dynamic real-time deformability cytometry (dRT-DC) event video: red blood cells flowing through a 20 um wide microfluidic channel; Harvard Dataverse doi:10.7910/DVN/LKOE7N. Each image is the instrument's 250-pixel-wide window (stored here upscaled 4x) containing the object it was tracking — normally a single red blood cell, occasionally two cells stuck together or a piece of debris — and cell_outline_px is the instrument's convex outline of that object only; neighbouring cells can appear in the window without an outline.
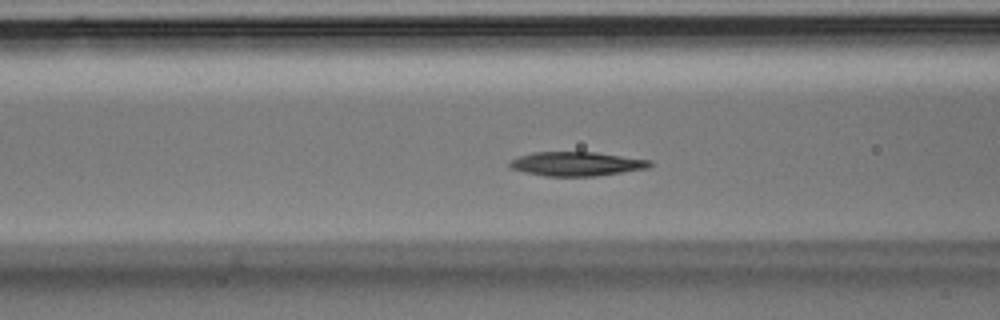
{"species": "Egyptian fruit bat (a non-hibernating species)", "species_latin": "Rousettus aegyptiacus", "temperature_condition": "room temperature", "stored_images_in_passage": 48, "camera_frame_rate_fps": 3000, "um_per_image_px": 0.085, "animal": {"sex": "male"}, "frame": {"image": 1, "passage_image": 19, "time_ms": 6.0, "image_size_px": [1000, 320], "cell_outline_px": [[652, 164], [648, 168], [596, 176], [544, 176], [524, 172], [512, 168], [508, 164], [508, 160], [516, 156], [532, 152], [596, 152], [652, 160]], "centroid_in_image_um": [48.97, 13.92], "position_along_channel_um": 117.6, "area_um2": 19.88}}
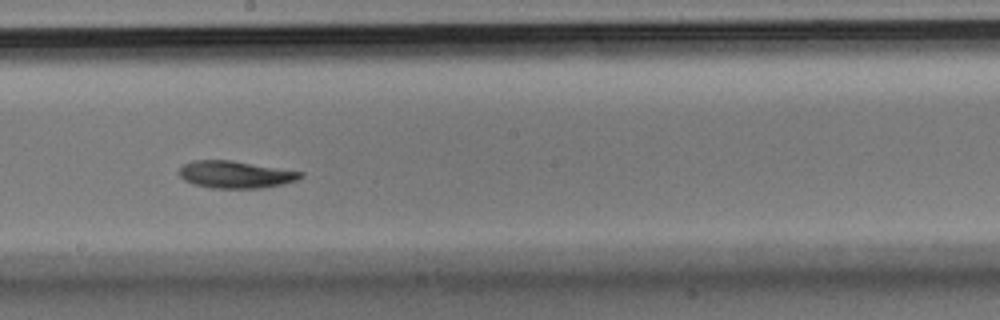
{"frame": {"image": 2, "passage_image": 27, "time_ms": 8.667, "image_size_px": [1000, 320], "cell_outline_px": [[304, 176], [296, 180], [284, 184], [264, 188], [212, 188], [192, 184], [184, 180], [180, 176], [180, 168], [184, 164], [192, 160], [232, 160], [304, 172]], "centroid_in_image_um": [20.03, 14.83], "position_along_channel_um": 228.2, "area_um2": 19.36}}
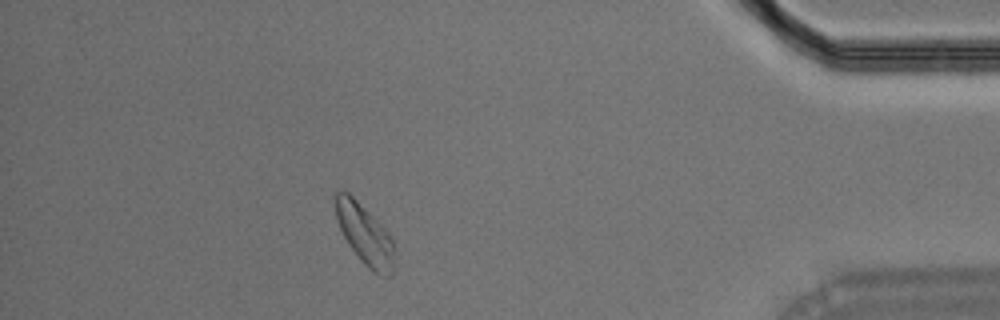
{"frame": {"image": 3, "passage_image": 43, "time_ms": 14.0, "image_size_px": [1000, 320], "cell_outline_px": [[392, 276], [380, 276], [372, 272], [360, 260], [348, 244], [336, 220], [332, 196], [340, 188], [348, 192], [388, 232], [392, 240]], "centroid_in_image_um": [30.92, 19.89], "position_along_channel_um": 404.3, "area_um2": 20.63}}